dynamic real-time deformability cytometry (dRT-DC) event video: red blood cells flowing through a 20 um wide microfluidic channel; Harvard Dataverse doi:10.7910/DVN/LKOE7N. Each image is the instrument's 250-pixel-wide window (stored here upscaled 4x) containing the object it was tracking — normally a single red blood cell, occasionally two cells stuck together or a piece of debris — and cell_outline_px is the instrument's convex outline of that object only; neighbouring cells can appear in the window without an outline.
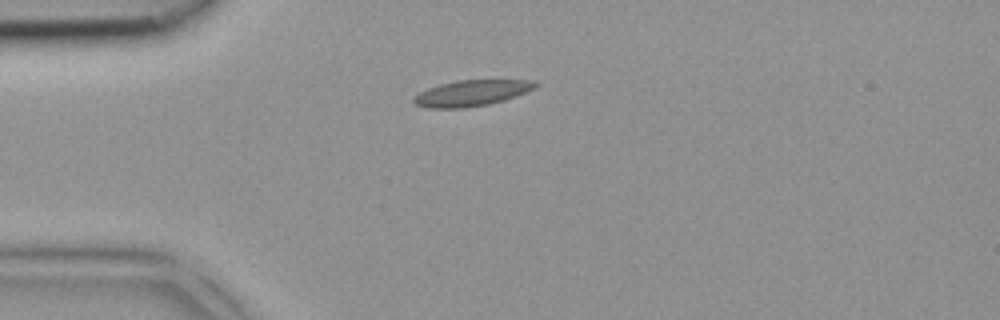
{"species": "common noctule bat (a hibernating species)", "species_latin": "Nyctalus noctula", "temperature_condition": "room temperature", "stored_images_in_passage": 2, "camera_frame_rate_fps": 3000, "um_per_image_px": 0.085, "animal": {"sex": "female", "body_mass_g": 18.4}, "frame": {"image": 1, "passage_image": 1, "time_ms": 0.0, "image_size_px": [1000, 320], "cell_outline_px": [[540, 84], [536, 88], [504, 100], [488, 104], [464, 108], [428, 108], [416, 104], [412, 100], [412, 96], [428, 88], [440, 84], [456, 80], [532, 80]], "centroid_in_image_um": [40.07, 7.91], "position_along_channel_um": 44.9, "area_um2": 18.38}}